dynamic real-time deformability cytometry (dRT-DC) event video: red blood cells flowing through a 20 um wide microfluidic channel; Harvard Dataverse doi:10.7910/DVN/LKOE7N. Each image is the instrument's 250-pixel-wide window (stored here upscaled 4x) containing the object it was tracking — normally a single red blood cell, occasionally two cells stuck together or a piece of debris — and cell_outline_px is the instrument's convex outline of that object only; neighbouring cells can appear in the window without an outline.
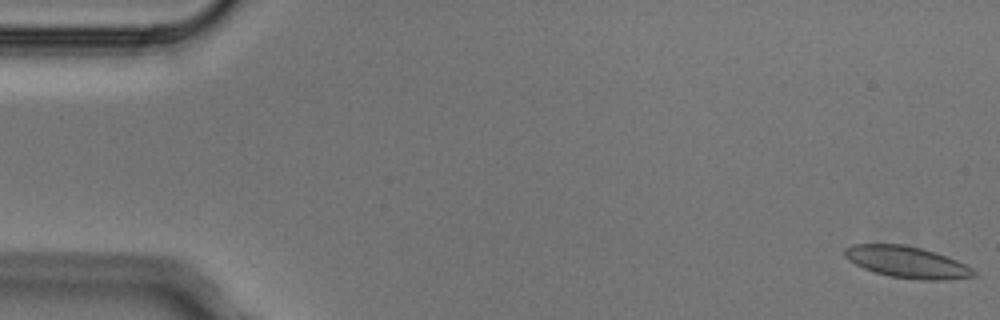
{"species": "Egyptian fruit bat (a non-hibernating species)", "species_latin": "Rousettus aegyptiacus", "temperature_condition": "cold", "stored_images_in_passage": 5, "camera_frame_rate_fps": 3000, "um_per_image_px": 0.085, "animal": {"sex": "male"}, "frame": {"image": 1, "passage_image": 1, "time_ms": 0.0, "image_size_px": [1000, 320], "cell_outline_px": [[976, 276], [948, 280], [920, 280], [888, 276], [864, 268], [848, 260], [844, 256], [844, 248], [852, 244], [904, 244], [920, 248], [956, 260], [972, 268], [976, 272]], "centroid_in_image_um": [77.08, 22.28], "position_along_channel_um": 7.9, "area_um2": 23.58}}